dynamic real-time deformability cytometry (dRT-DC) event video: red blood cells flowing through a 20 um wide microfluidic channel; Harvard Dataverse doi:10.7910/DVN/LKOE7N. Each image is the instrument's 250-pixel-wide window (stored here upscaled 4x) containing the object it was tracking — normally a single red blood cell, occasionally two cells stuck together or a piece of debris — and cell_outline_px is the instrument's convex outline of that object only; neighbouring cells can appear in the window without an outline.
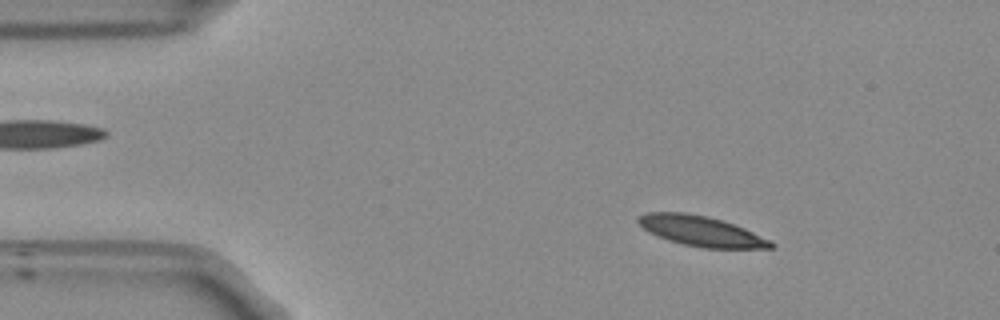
{"species": "Egyptian fruit bat (a non-hibernating species)", "species_latin": "Rousettus aegyptiacus", "temperature_condition": "room temperature", "stored_images_in_passage": 52, "camera_frame_rate_fps": 3000, "um_per_image_px": 0.085, "frame": {"image": 1, "passage_image": 7, "time_ms": 2.0, "image_size_px": [1000, 320], "cell_outline_px": [[776, 248], [704, 248], [684, 244], [668, 240], [644, 228], [636, 220], [644, 212], [684, 212], [708, 216], [724, 220], [744, 228], [776, 244]], "centroid_in_image_um": [59.62, 19.63], "position_along_channel_um": 25.4, "area_um2": 23.06}}
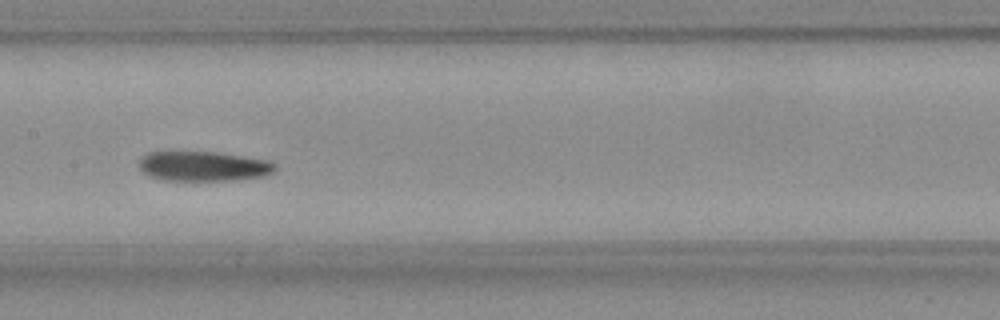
{"frame": {"image": 2, "passage_image": 25, "time_ms": 8.0, "image_size_px": [1000, 320], "cell_outline_px": [[276, 168], [272, 172], [264, 176], [236, 180], [160, 180], [144, 172], [140, 168], [140, 156], [148, 152], [216, 152], [268, 160], [276, 164]], "centroid_in_image_um": [17.3, 14.13], "position_along_channel_um": 190.1, "area_um2": 23.52}}
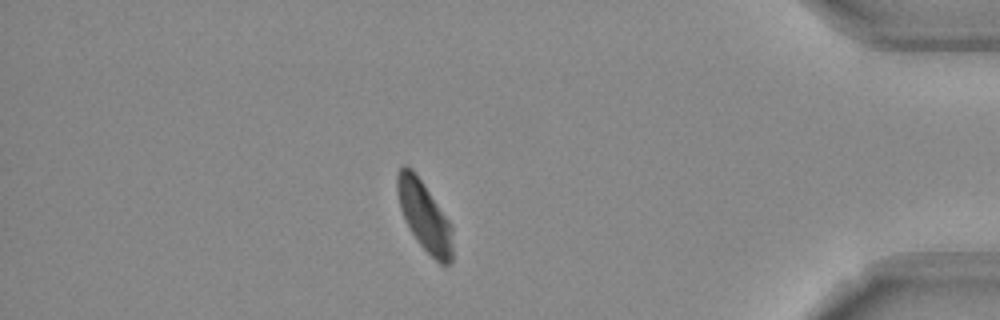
{"frame": {"image": 3, "passage_image": 45, "time_ms": 14.667, "image_size_px": [1000, 320], "cell_outline_px": [[452, 260], [448, 264], [440, 264], [420, 244], [412, 232], [400, 208], [396, 192], [396, 172], [404, 164], [412, 168], [452, 224]], "centroid_in_image_um": [36.06, 18.32], "position_along_channel_um": 399.1, "area_um2": 22.2}}